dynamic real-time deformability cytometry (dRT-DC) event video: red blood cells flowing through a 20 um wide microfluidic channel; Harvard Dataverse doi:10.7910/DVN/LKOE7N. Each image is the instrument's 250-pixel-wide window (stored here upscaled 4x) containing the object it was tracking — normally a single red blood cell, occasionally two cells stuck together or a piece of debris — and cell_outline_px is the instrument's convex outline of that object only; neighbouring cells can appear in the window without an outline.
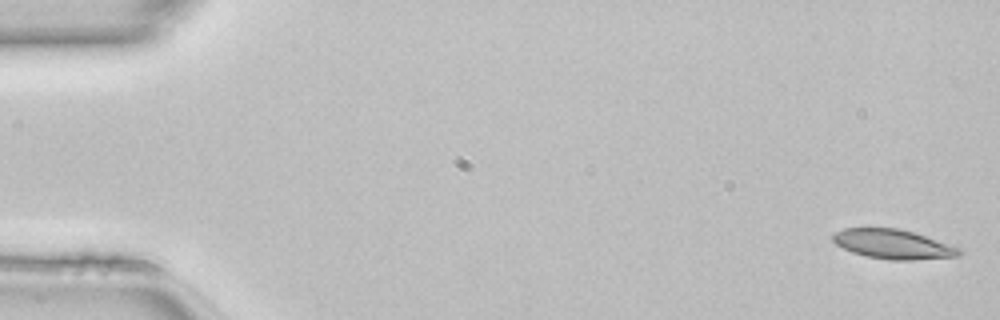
{"species": "common noctule bat (a hibernating species)", "species_latin": "Nyctalus noctula", "temperature_condition": "room temperature", "stored_images_in_passage": 49, "camera_frame_rate_fps": 3000, "um_per_image_px": 0.085, "animal": {"sex": "female", "body_mass_g": 22.7, "forearm_length_mm": 54.2}, "frame": {"image": 1, "passage_image": 1, "time_ms": 0.0, "image_size_px": [1000, 320], "cell_outline_px": [[960, 252], [956, 256], [912, 260], [888, 260], [864, 256], [852, 252], [836, 244], [832, 240], [832, 236], [836, 232], [844, 228], [900, 228], [960, 248]], "centroid_in_image_um": [75.85, 20.76], "position_along_channel_um": 9.2, "area_um2": 21.39}}
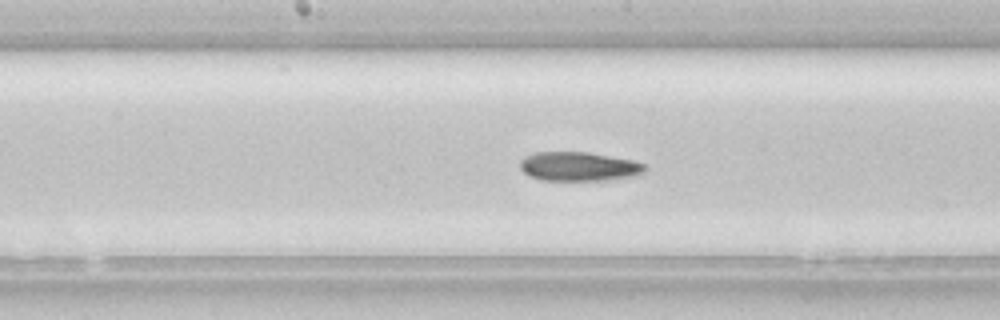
{"frame": {"image": 2, "passage_image": 25, "time_ms": 8.0, "image_size_px": [1000, 320], "cell_outline_px": [[648, 168], [644, 176], [604, 180], [540, 180], [528, 176], [520, 168], [520, 160], [524, 156], [536, 152], [588, 152], [632, 160], [644, 164]], "centroid_in_image_um": [49.25, 14.16], "position_along_channel_um": 198.9, "area_um2": 21.56}}
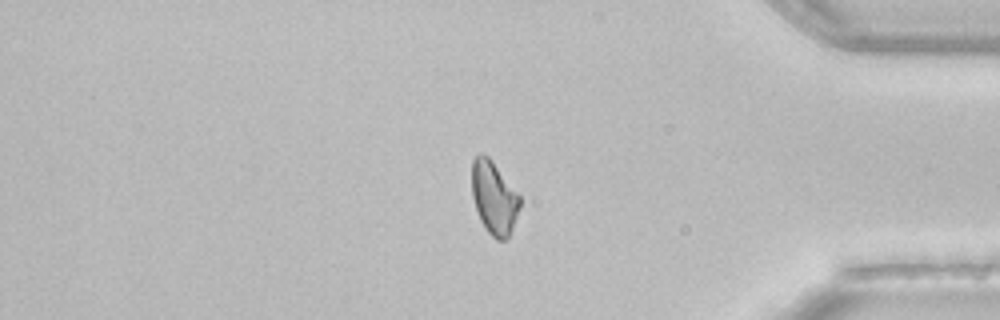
{"frame": {"image": 3, "passage_image": 41, "time_ms": 13.333, "image_size_px": [1000, 320], "cell_outline_px": [[520, 208], [508, 236], [504, 240], [496, 240], [484, 228], [480, 220], [472, 196], [472, 160], [480, 152], [488, 156], [520, 196]], "centroid_in_image_um": [41.97, 16.81], "position_along_channel_um": 393.2, "area_um2": 20.17}}